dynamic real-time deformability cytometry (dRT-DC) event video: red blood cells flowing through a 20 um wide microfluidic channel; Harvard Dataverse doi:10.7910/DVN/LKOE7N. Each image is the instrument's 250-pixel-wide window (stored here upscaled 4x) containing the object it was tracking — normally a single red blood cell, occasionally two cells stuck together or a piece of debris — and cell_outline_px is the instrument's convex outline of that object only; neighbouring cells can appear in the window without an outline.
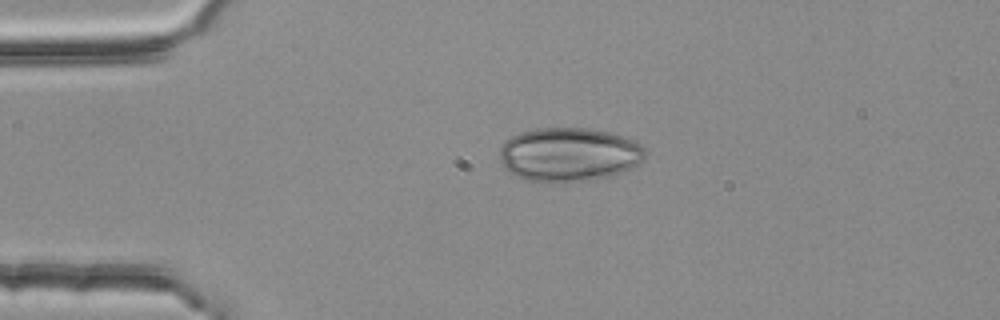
{"species": "common noctule bat (a hibernating species)", "species_latin": "Nyctalus noctula", "temperature_condition": "room temperature", "stored_images_in_passage": 43, "camera_frame_rate_fps": 3000, "um_per_image_px": 0.085, "animal": {"sex": "female", "body_mass_g": 25.1}, "frame": {"image": 1, "passage_image": 1, "time_ms": 0.0, "image_size_px": [1000, 320], "cell_outline_px": [[648, 152], [644, 160], [640, 164], [632, 168], [608, 176], [592, 180], [556, 184], [552, 184], [524, 180], [508, 172], [504, 168], [500, 160], [500, 148], [504, 140], [520, 132], [536, 128], [592, 128], [608, 132], [636, 140]], "centroid_in_image_um": [48.36, 13.15], "position_along_channel_um": 36.6, "area_um2": 46.76}}
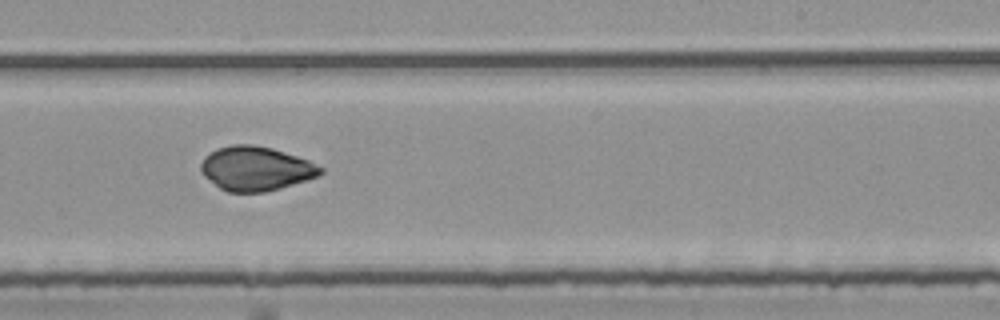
{"frame": {"image": 2, "passage_image": 22, "time_ms": 7.0, "image_size_px": [1000, 320], "cell_outline_px": [[324, 172], [320, 176], [280, 188], [264, 192], [228, 192], [220, 188], [204, 176], [200, 168], [200, 164], [204, 156], [208, 152], [216, 148], [232, 144], [252, 144], [272, 148], [308, 160], [324, 168]], "centroid_in_image_um": [21.74, 14.32], "position_along_channel_um": 267.3, "area_um2": 30.98}}
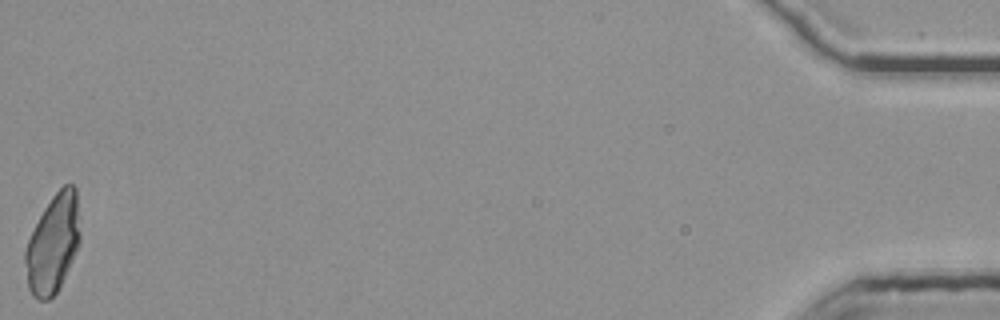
{"frame": {"image": 3, "passage_image": 43, "time_ms": 14.0, "image_size_px": [1000, 320], "cell_outline_px": [[80, 244], [60, 288], [48, 300], [40, 300], [32, 296], [28, 288], [24, 260], [24, 252], [28, 240], [44, 208], [52, 196], [64, 184], [72, 184], [76, 188], [80, 232]], "centroid_in_image_um": [4.51, 20.74], "position_along_channel_um": 430.7, "area_um2": 31.62}}